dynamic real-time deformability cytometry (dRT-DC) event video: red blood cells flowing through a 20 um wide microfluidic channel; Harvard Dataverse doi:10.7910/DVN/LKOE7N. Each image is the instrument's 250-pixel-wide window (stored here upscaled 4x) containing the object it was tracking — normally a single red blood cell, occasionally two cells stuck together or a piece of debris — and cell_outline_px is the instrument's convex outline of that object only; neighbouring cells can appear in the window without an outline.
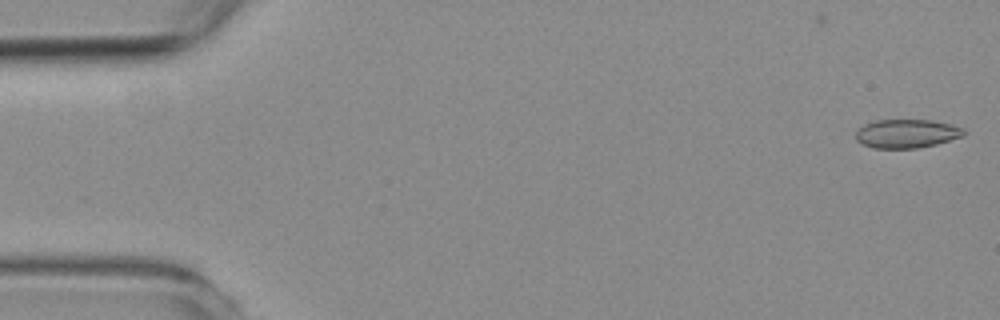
{"species": "common noctule bat (a hibernating species)", "species_latin": "Nyctalus noctula", "temperature_condition": "room temperature", "stored_images_in_passage": 57, "camera_frame_rate_fps": 3000, "um_per_image_px": 0.085, "animal": {"sex": "female", "body_mass_g": 19.3, "forearm_length_mm": 54.1}, "frame": {"image": 1, "passage_image": 1, "time_ms": 0.0, "image_size_px": [1000, 320], "cell_outline_px": [[964, 136], [936, 144], [916, 148], [872, 148], [860, 144], [856, 140], [856, 132], [864, 124], [876, 120], [932, 120], [952, 124], [964, 128]], "centroid_in_image_um": [77.06, 11.36], "position_along_channel_um": 7.9, "area_um2": 18.15}}
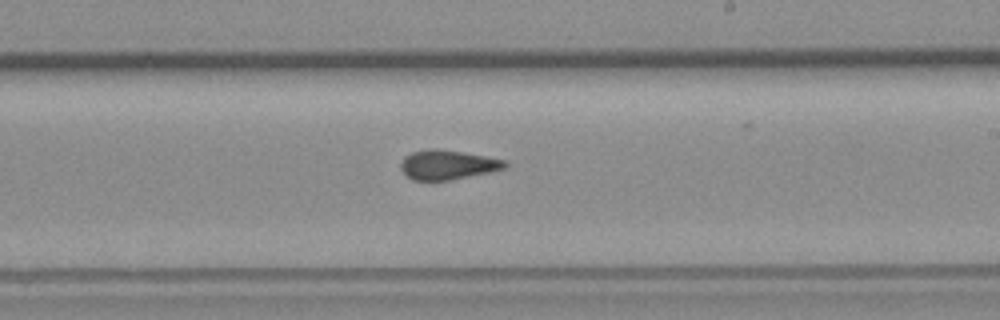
{"frame": {"image": 2, "passage_image": 33, "time_ms": 10.667, "image_size_px": [1000, 320], "cell_outline_px": [[508, 164], [504, 168], [488, 172], [448, 180], [412, 180], [400, 168], [400, 164], [404, 156], [412, 152], [428, 148], [436, 148], [484, 156], [504, 160]], "centroid_in_image_um": [37.99, 13.99], "position_along_channel_um": 251.0, "area_um2": 17.57}}
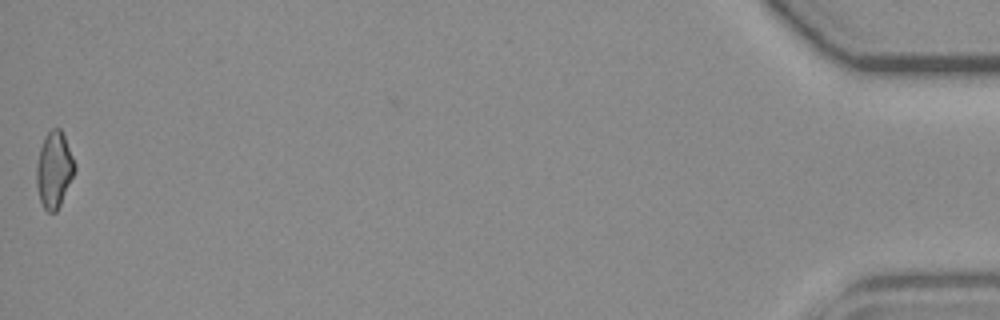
{"frame": {"image": 3, "passage_image": 57, "time_ms": 18.667, "image_size_px": [1000, 320], "cell_outline_px": [[76, 168], [60, 204], [56, 212], [48, 212], [44, 208], [40, 200], [36, 184], [36, 164], [40, 148], [44, 136], [52, 128], [60, 128], [64, 136], [76, 164]], "centroid_in_image_um": [4.58, 14.41], "position_along_channel_um": 430.6, "area_um2": 16.82}, "authors_computed_cell_mechanics": {"area_um2": 18.207, "velocity_mm_per_s": 3.5732, "shape_relaxation_time_tau1_ms": null, "shape_relaxation_time_tau2_ms": 1.8073, "deformation_change_tau1": null, "deformation_change_tau2": 0.1022}}